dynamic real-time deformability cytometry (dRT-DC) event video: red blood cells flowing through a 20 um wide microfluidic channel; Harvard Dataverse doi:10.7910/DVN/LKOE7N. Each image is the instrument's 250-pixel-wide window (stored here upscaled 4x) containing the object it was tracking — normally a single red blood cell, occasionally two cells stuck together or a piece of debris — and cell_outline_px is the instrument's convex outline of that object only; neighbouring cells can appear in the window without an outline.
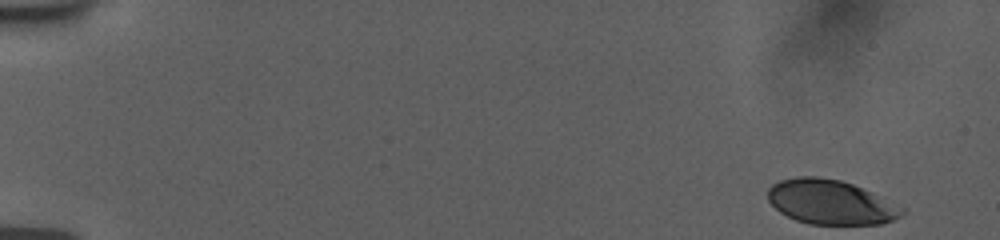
{"species": "human", "species_latin": "Homo sapiens", "temperature_condition": "room temperature", "stored_images_in_passage": 53, "camera_frame_rate_fps": 3000, "um_per_image_px": 0.085, "donor": {"sex": "female"}, "frame": {"image": 1, "passage_image": 1, "time_ms": 0.0, "image_size_px": [1000, 240], "cell_outline_px": [[908, 212], [892, 220], [880, 224], [808, 224], [796, 220], [780, 212], [768, 200], [768, 188], [772, 184], [780, 180], [796, 176], [816, 176], [840, 180], [852, 184], [872, 192], [908, 208]], "centroid_in_image_um": [70.64, 17.18], "position_along_channel_um": 14.4, "area_um2": 35.08}}
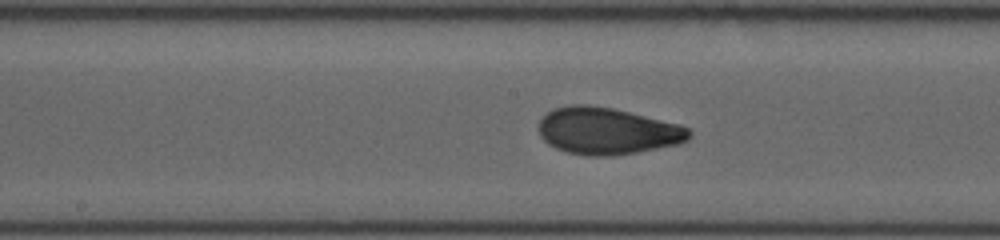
{"frame": {"image": 2, "passage_image": 28, "time_ms": 9.0, "image_size_px": [1000, 240], "cell_outline_px": [[692, 136], [688, 140], [680, 144], [636, 152], [612, 156], [588, 156], [568, 152], [556, 148], [548, 144], [540, 136], [540, 120], [548, 112], [556, 108], [572, 104], [588, 104], [612, 108], [680, 124], [688, 128], [692, 132]], "centroid_in_image_um": [51.65, 11.14], "position_along_channel_um": 196.6, "area_um2": 41.04}}
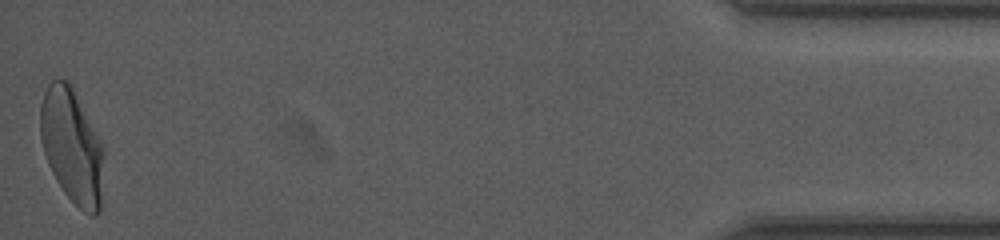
{"frame": {"image": 3, "passage_image": 53, "time_ms": 17.333, "image_size_px": [1000, 240], "cell_outline_px": [[104, 152], [100, 212], [96, 216], [92, 216], [84, 212], [64, 192], [56, 180], [48, 164], [44, 152], [40, 136], [40, 104], [44, 92], [48, 84], [52, 80], [64, 80], [72, 88], [104, 148]], "centroid_in_image_um": [6.11, 12.46], "position_along_channel_um": 429.1, "area_um2": 41.85}, "authors_computed_cell_mechanics": {"area_um2": 39.5352, "velocity_mm_per_s": 3.7594, "shape_relaxation_time_tau1_ms": 6.2255, "shape_relaxation_time_tau2_ms": 1.0447, "deformation_change_tau1": 0.2097, "deformation_change_tau2": 0.0646}}